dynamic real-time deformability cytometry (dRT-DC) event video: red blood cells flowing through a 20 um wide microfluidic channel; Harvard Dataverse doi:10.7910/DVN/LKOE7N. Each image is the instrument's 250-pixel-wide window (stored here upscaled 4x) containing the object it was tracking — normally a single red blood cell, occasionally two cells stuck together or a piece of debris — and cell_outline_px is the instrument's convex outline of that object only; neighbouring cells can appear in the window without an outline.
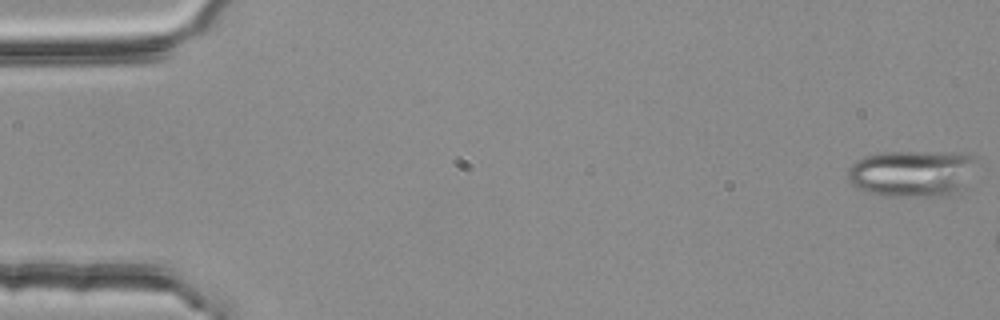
{"species": "common noctule bat (a hibernating species)", "species_latin": "Nyctalus noctula", "temperature_condition": "room temperature", "stored_images_in_passage": 10, "camera_frame_rate_fps": 3000, "um_per_image_px": 0.085, "animal": {"sex": "female", "body_mass_g": 25.1}, "frame": {"image": 1, "passage_image": 1, "time_ms": 0.0, "image_size_px": [1000, 320], "cell_outline_px": [[980, 160], [964, 188], [960, 192], [952, 196], [880, 196], [868, 192], [852, 184], [848, 180], [848, 168], [852, 164], [864, 156], [880, 152], [952, 152], [976, 156]], "centroid_in_image_um": [77.61, 14.74], "position_along_channel_um": 7.4, "area_um2": 35.78}}